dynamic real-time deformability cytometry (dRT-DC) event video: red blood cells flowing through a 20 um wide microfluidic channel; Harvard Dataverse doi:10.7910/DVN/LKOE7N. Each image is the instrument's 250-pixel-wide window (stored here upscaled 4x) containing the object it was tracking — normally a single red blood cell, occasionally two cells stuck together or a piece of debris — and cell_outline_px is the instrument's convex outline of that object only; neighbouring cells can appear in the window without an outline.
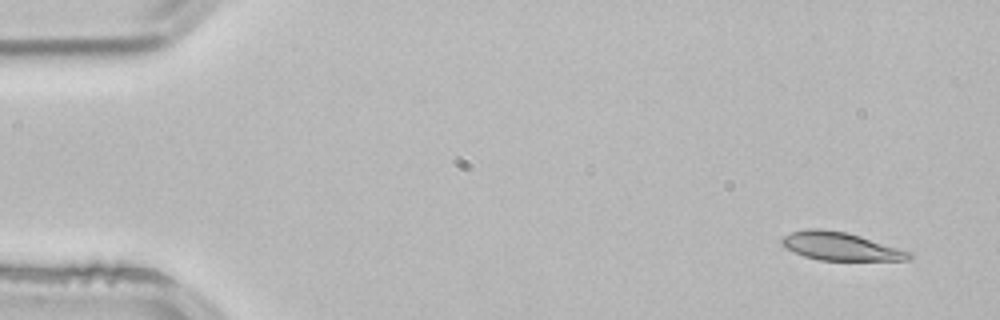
{"species": "common noctule bat (a hibernating species)", "species_latin": "Nyctalus noctula", "temperature_condition": "room temperature", "stored_images_in_passage": 3, "camera_frame_rate_fps": 3000, "um_per_image_px": 0.085, "animal": {"sex": "male", "body_mass_g": 21.5, "forearm_length_mm": 52.0}, "frame": {"image": 1, "passage_image": 1, "time_ms": 0.0, "image_size_px": [1000, 320], "cell_outline_px": [[912, 256], [908, 260], [820, 260], [804, 256], [780, 244], [780, 240], [784, 236], [792, 232], [808, 228], [820, 228], [844, 232], [860, 236], [912, 252]], "centroid_in_image_um": [71.43, 20.93], "position_along_channel_um": 13.6, "area_um2": 20.58}}
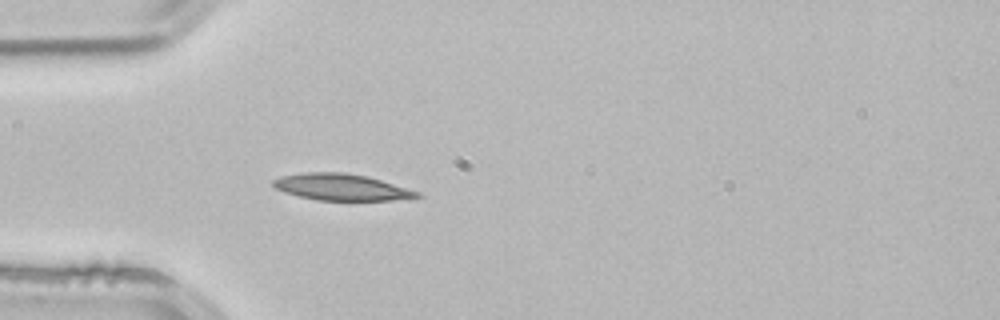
{"frame": {"image": 2, "passage_image": 3, "time_ms": 0.667, "image_size_px": [1000, 320], "cell_outline_px": [[424, 196], [392, 200], [316, 200], [284, 192], [276, 188], [272, 184], [272, 180], [280, 176], [308, 172], [344, 172], [368, 176], [420, 192]], "centroid_in_image_um": [29.01, 15.9], "position_along_channel_um": 56.0, "area_um2": 22.14}}